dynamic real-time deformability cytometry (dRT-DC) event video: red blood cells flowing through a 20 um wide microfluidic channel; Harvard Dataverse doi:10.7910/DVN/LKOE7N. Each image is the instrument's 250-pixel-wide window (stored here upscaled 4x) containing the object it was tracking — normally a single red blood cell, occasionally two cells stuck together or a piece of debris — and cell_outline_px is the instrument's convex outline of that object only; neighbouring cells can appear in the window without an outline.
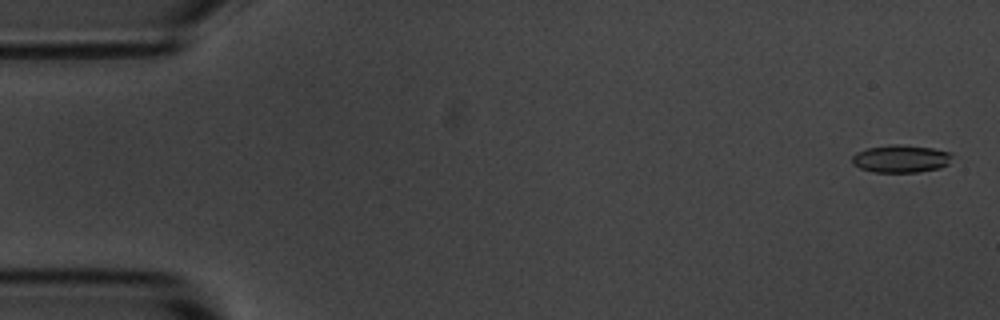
{"species": "common noctule bat (a hibernating species)", "species_latin": "Nyctalus noctula", "temperature_condition": "room temperature", "stored_images_in_passage": 56, "camera_frame_rate_fps": 3000, "um_per_image_px": 0.085, "animal": {"sex": "male", "body_mass_g": 20.1, "forearm_length_mm": 53.5}, "frame": {"image": 1, "passage_image": 2, "time_ms": 0.333, "image_size_px": [1000, 320], "cell_outline_px": [[952, 156], [948, 164], [940, 168], [920, 172], [872, 172], [860, 168], [852, 164], [852, 156], [856, 152], [868, 148], [892, 144], [900, 144], [932, 148], [952, 152]], "centroid_in_image_um": [76.57, 13.49], "position_along_channel_um": 8.4, "area_um2": 16.24}}
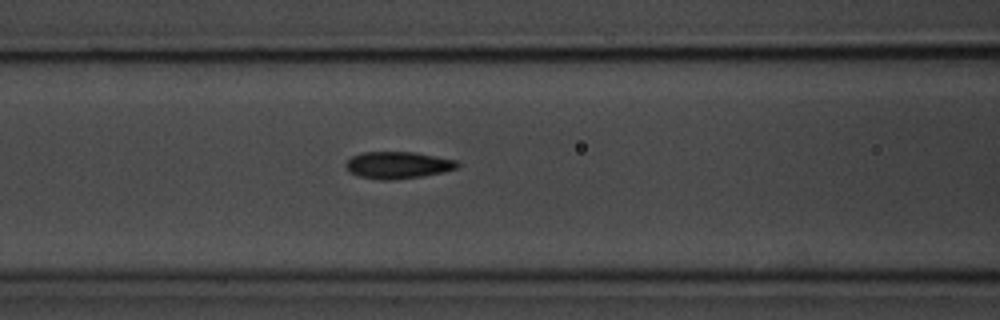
{"frame": {"image": 2, "passage_image": 23, "time_ms": 7.333, "image_size_px": [1000, 320], "cell_outline_px": [[460, 164], [456, 168], [444, 172], [424, 176], [396, 180], [380, 180], [360, 176], [348, 172], [344, 164], [352, 156], [364, 152], [416, 152], [456, 160]], "centroid_in_image_um": [33.82, 14.04], "position_along_channel_um": 132.8, "area_um2": 17.69}}
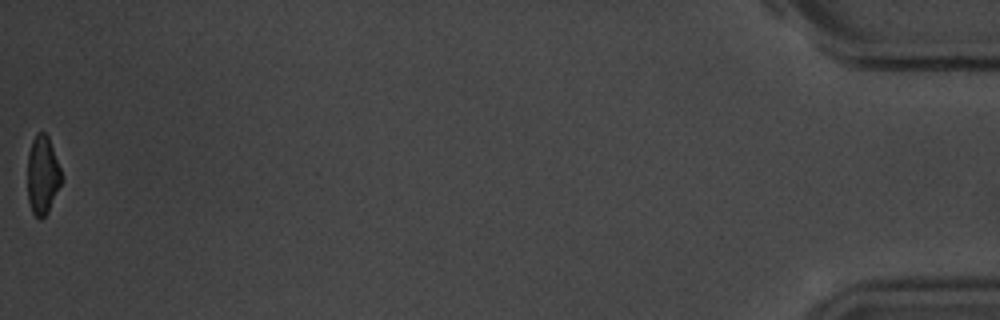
{"frame": {"image": 3, "passage_image": 56, "time_ms": 18.333, "image_size_px": [1000, 320], "cell_outline_px": [[60, 184], [48, 212], [40, 220], [32, 212], [28, 200], [28, 152], [32, 140], [36, 132], [44, 132], [48, 136], [60, 168]], "centroid_in_image_um": [3.59, 14.87], "position_along_channel_um": 431.6, "area_um2": 15.26}, "authors_computed_cell_mechanics": {"area_um2": 16.8487, "velocity_mm_per_s": 3.6253, "shape_relaxation_time_tau1_ms": 4.4085, "shape_relaxation_time_tau2_ms": 3.3183, "deformation_change_tau1": 0.1418, "deformation_change_tau2": 0.1004}}